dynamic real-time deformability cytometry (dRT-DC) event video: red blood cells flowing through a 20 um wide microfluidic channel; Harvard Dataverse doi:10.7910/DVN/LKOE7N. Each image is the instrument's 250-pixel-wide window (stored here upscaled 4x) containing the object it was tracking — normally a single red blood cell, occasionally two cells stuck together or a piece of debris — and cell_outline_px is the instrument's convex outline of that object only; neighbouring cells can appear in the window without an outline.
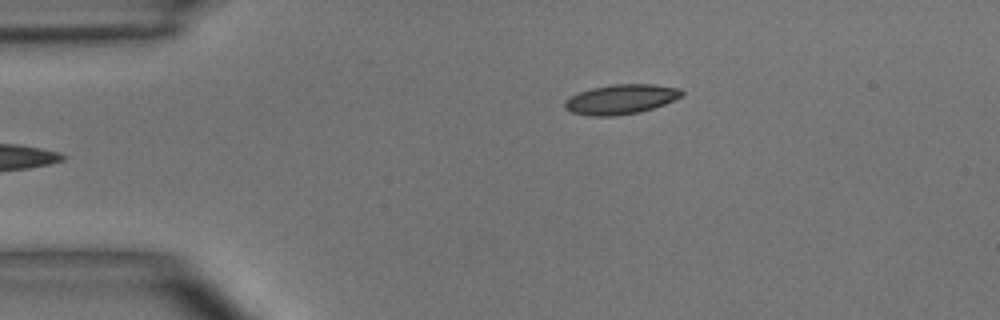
{"species": "common noctule bat (a hibernating species)", "species_latin": "Nyctalus noctula", "temperature_condition": "room temperature", "stored_images_in_passage": 6, "camera_frame_rate_fps": 3000, "um_per_image_px": 0.085, "animal": {"sex": "male", "body_mass_g": 15.6}, "frame": {"image": 1, "passage_image": 6, "time_ms": 6.667, "image_size_px": [1000, 320], "cell_outline_px": [[684, 96], [664, 104], [640, 112], [612, 116], [588, 116], [572, 112], [564, 108], [564, 100], [580, 92], [592, 88], [612, 84], [656, 84], [680, 88], [684, 92]], "centroid_in_image_um": [52.8, 8.43], "position_along_channel_um": 32.2, "area_um2": 20.35}}